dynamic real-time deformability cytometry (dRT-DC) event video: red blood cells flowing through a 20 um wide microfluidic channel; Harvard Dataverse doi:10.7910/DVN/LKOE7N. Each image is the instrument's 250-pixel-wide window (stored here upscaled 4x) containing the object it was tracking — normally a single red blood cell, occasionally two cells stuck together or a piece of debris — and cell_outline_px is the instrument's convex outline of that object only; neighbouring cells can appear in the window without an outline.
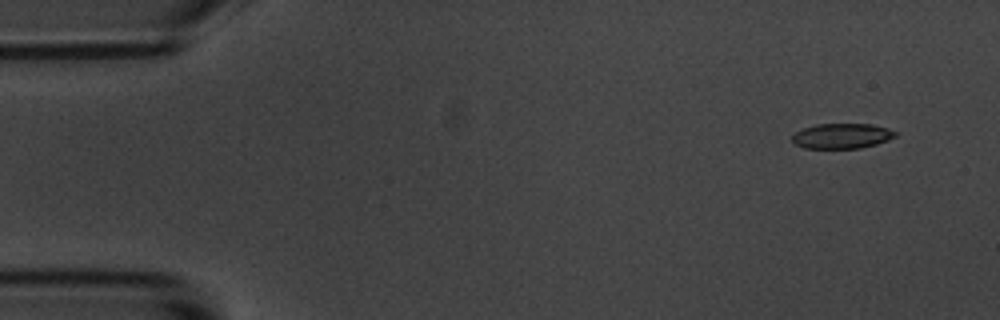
{"species": "common noctule bat (a hibernating species)", "species_latin": "Nyctalus noctula", "temperature_condition": "room temperature", "stored_images_in_passage": 6, "camera_frame_rate_fps": 3000, "um_per_image_px": 0.085, "animal": {"sex": "male", "body_mass_g": 20.1, "forearm_length_mm": 53.5}, "frame": {"image": 1, "passage_image": 2, "time_ms": 1.0, "image_size_px": [1000, 320], "cell_outline_px": [[900, 132], [896, 136], [888, 140], [876, 144], [860, 148], [804, 148], [792, 144], [792, 136], [796, 132], [804, 128], [816, 124], [872, 124], [888, 128]], "centroid_in_image_um": [71.58, 11.55], "position_along_channel_um": 13.4, "area_um2": 15.26}}
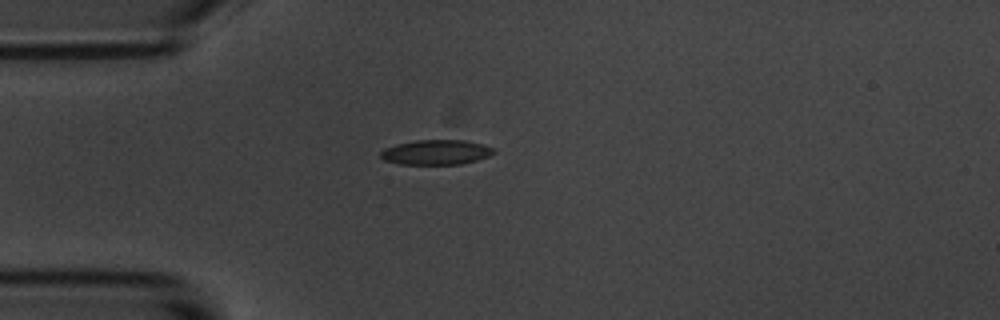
{"frame": {"image": 2, "passage_image": 5, "time_ms": 4.667, "image_size_px": [1000, 320], "cell_outline_px": [[496, 152], [488, 156], [476, 160], [460, 164], [400, 164], [384, 160], [380, 156], [380, 152], [384, 148], [396, 144], [416, 140], [464, 140], [484, 144], [496, 148]], "centroid_in_image_um": [37.08, 12.93], "position_along_channel_um": 47.9, "area_um2": 16.47}}